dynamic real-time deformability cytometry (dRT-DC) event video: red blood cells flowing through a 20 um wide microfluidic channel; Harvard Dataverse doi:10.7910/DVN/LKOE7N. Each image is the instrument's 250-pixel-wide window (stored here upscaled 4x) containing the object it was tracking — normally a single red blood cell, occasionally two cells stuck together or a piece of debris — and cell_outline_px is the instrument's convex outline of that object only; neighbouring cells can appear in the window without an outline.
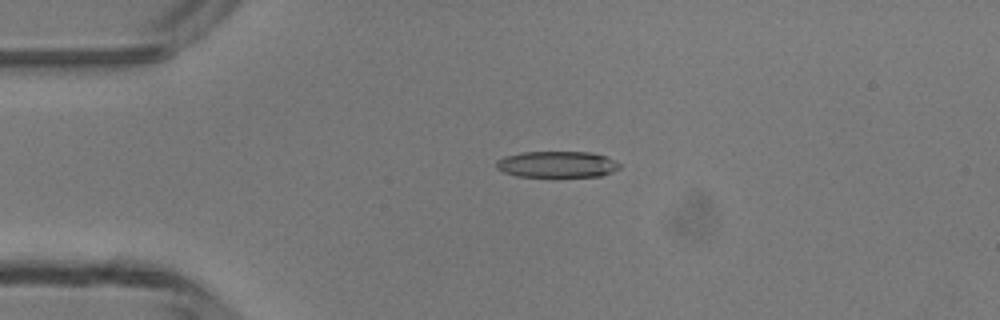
{"species": "common noctule bat (a hibernating species)", "species_latin": "Nyctalus noctula", "temperature_condition": "room temperature", "stored_images_in_passage": 5, "camera_frame_rate_fps": 3000, "um_per_image_px": 0.085, "animal": {"sex": "male", "body_mass_g": 13.3}, "frame": {"image": 1, "passage_image": 3, "time_ms": 3.0, "image_size_px": [1000, 320], "cell_outline_px": [[620, 168], [612, 172], [600, 176], [516, 176], [504, 172], [496, 168], [496, 160], [504, 156], [520, 152], [592, 152], [604, 156], [620, 164]], "centroid_in_image_um": [47.31, 13.96], "position_along_channel_um": 37.7, "area_um2": 18.79}}
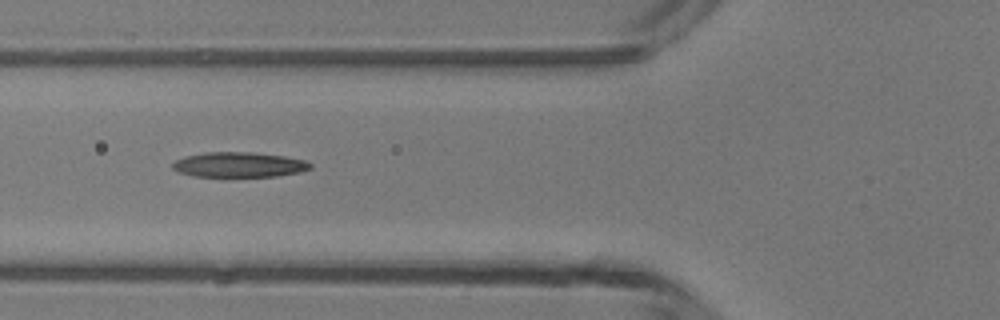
{"frame": {"image": 2, "passage_image": 5, "time_ms": 5.333, "image_size_px": [1000, 320], "cell_outline_px": [[312, 168], [300, 172], [276, 176], [196, 176], [180, 172], [172, 168], [172, 164], [176, 160], [184, 156], [204, 152], [252, 152], [284, 156], [304, 160], [312, 164]], "centroid_in_image_um": [20.33, 13.99], "position_along_channel_um": 105.5, "area_um2": 20.0}}